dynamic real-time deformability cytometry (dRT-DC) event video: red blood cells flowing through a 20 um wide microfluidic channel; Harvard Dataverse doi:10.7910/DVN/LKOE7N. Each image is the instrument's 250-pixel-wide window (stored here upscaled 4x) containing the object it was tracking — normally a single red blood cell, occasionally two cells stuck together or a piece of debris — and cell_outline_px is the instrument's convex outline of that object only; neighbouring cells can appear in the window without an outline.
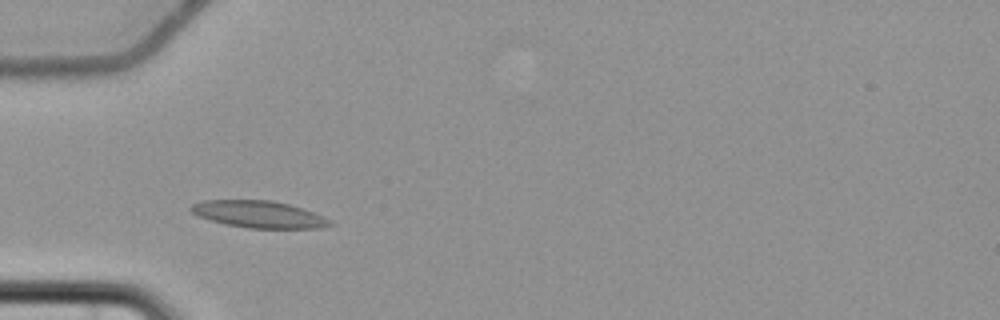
{"species": "common noctule bat (a hibernating species)", "species_latin": "Nyctalus noctula", "temperature_condition": "cold", "stored_images_in_passage": 3, "camera_frame_rate_fps": 3000, "um_per_image_px": 0.085, "animal": {"sex": "female", "body_mass_g": 22.7, "forearm_length_mm": 54.2}, "frame": {"image": 1, "passage_image": 3, "time_ms": 3.333, "image_size_px": [1000, 320], "cell_outline_px": [[336, 224], [320, 228], [248, 228], [228, 224], [212, 220], [200, 216], [192, 212], [188, 208], [192, 204], [204, 200], [272, 200], [288, 204], [312, 212], [332, 220]], "centroid_in_image_um": [22.03, 18.21], "position_along_channel_um": 63.0, "area_um2": 21.62}}